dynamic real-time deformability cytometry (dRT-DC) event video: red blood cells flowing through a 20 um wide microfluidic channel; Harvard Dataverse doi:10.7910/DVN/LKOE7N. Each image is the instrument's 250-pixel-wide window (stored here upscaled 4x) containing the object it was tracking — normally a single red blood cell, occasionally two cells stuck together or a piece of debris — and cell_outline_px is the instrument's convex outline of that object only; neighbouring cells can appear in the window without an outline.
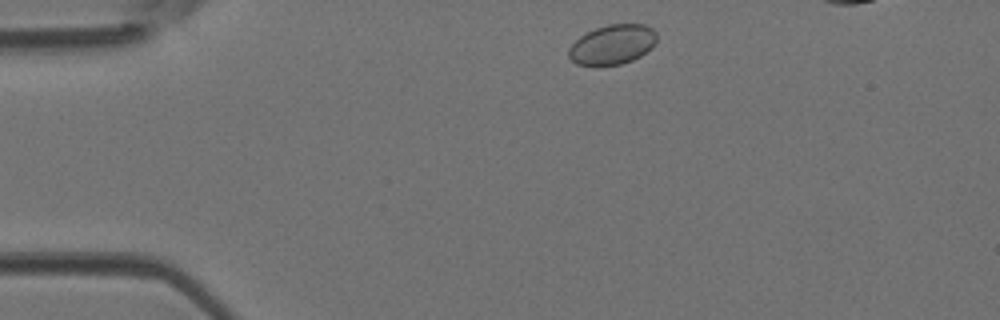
{"species": "Egyptian fruit bat (a non-hibernating species)", "species_latin": "Rousettus aegyptiacus", "temperature_condition": "room temperature", "stored_images_in_passage": 36, "camera_frame_rate_fps": 3000, "um_per_image_px": 0.085, "animal": {"sex": "female"}, "frame": {"image": 1, "passage_image": 2, "time_ms": 0.333, "image_size_px": [1000, 320], "cell_outline_px": [[656, 40], [652, 48], [640, 56], [632, 60], [620, 64], [596, 68], [576, 64], [568, 56], [568, 48], [580, 36], [596, 28], [608, 24], [644, 24], [652, 28], [656, 32]], "centroid_in_image_um": [52.03, 3.82], "position_along_channel_um": 33.0, "area_um2": 20.75}}
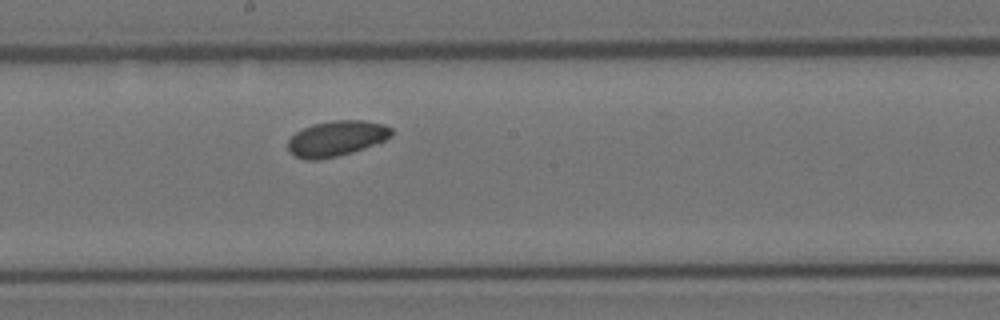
{"frame": {"image": 2, "passage_image": 18, "time_ms": 5.667, "image_size_px": [1000, 320], "cell_outline_px": [[392, 136], [384, 140], [364, 148], [352, 152], [336, 156], [316, 160], [304, 160], [288, 152], [288, 140], [296, 132], [312, 124], [332, 120], [364, 120], [384, 124], [392, 128]], "centroid_in_image_um": [28.59, 11.76], "position_along_channel_um": 219.6, "area_um2": 21.39}}
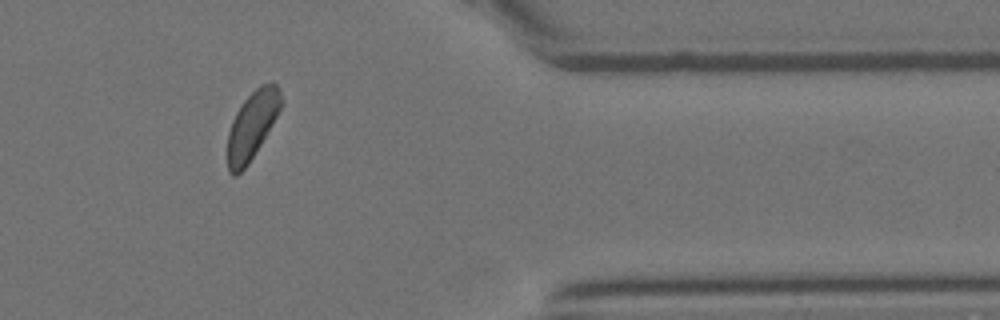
{"frame": {"image": 3, "passage_image": 31, "time_ms": 10.0, "image_size_px": [1000, 320], "cell_outline_px": [[284, 100], [276, 116], [260, 144], [248, 164], [236, 176], [232, 176], [228, 172], [228, 132], [232, 120], [240, 104], [260, 84], [272, 80], [276, 84]], "centroid_in_image_um": [21.42, 10.61], "position_along_channel_um": 390.0, "area_um2": 20.98}}